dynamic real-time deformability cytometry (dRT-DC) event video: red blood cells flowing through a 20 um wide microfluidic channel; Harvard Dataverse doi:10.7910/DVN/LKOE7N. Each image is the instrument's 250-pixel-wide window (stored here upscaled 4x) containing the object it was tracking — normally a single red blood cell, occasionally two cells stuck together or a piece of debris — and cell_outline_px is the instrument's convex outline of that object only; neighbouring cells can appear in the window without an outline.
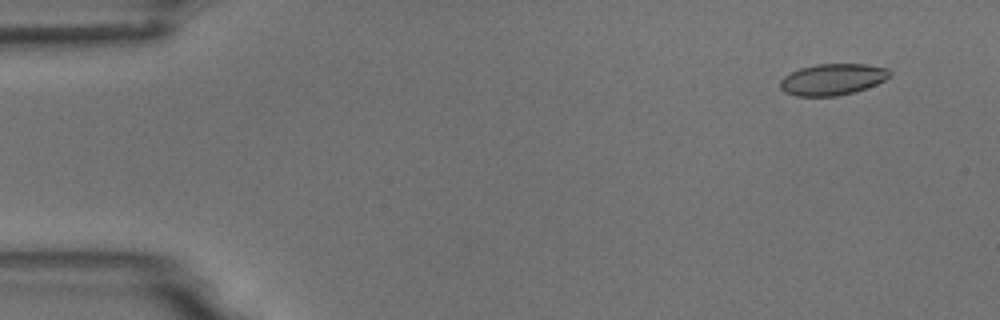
{"species": "common noctule bat (a hibernating species)", "species_latin": "Nyctalus noctula", "temperature_condition": "room temperature", "stored_images_in_passage": 6, "camera_frame_rate_fps": 3000, "um_per_image_px": 0.085, "animal": {"sex": "male", "body_mass_g": 18.8}, "frame": {"image": 1, "passage_image": 1, "time_ms": 0.0, "image_size_px": [1000, 320], "cell_outline_px": [[892, 72], [884, 80], [876, 84], [852, 92], [836, 96], [796, 96], [784, 92], [780, 88], [780, 80], [784, 76], [800, 68], [816, 64], [864, 64], [888, 68]], "centroid_in_image_um": [70.73, 6.74], "position_along_channel_um": 14.3, "area_um2": 19.88}}